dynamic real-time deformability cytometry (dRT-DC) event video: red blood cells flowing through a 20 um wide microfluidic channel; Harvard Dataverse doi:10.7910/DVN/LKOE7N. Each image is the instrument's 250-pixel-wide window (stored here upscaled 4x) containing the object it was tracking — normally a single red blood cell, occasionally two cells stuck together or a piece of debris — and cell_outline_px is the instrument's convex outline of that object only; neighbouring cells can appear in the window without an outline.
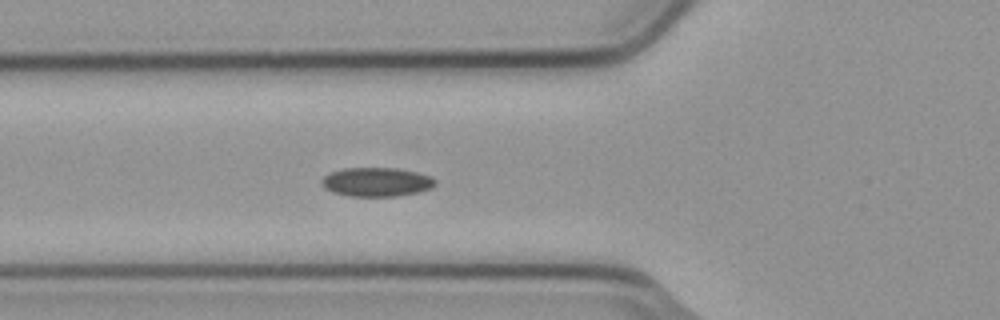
{"species": "common noctule bat (a hibernating species)", "species_latin": "Nyctalus noctula", "temperature_condition": "cold", "stored_images_in_passage": 14, "camera_frame_rate_fps": 3000, "um_per_image_px": 0.085, "animal": {"sex": "male", "body_mass_g": 23.1, "forearm_length_mm": 52.7}, "frame": {"image": 1, "passage_image": 8, "time_ms": 2.333, "image_size_px": [1000, 320], "cell_outline_px": [[436, 184], [432, 188], [420, 192], [400, 196], [348, 196], [332, 192], [324, 188], [320, 184], [320, 180], [324, 176], [332, 172], [344, 168], [396, 168], [416, 172], [432, 176], [436, 180]], "centroid_in_image_um": [32.02, 15.48], "position_along_channel_um": 93.8, "area_um2": 19.42}}